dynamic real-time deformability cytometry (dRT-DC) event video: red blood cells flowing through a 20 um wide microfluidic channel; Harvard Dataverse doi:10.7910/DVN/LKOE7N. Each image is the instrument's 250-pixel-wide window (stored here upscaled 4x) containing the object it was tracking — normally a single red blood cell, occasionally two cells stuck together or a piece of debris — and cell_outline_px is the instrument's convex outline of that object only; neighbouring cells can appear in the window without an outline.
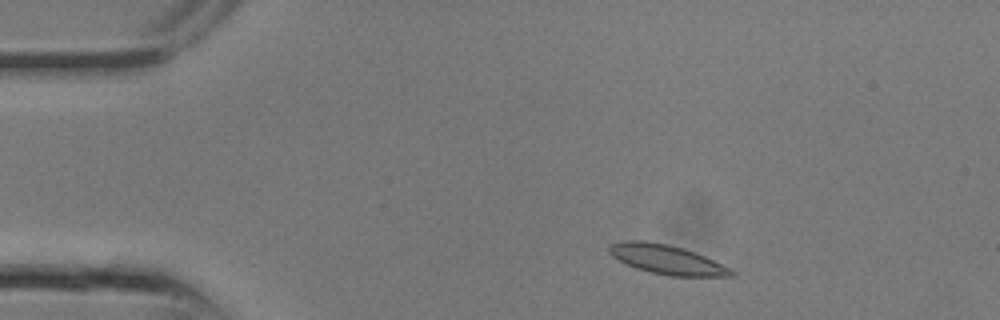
{"species": "common noctule bat (a hibernating species)", "species_latin": "Nyctalus noctula", "temperature_condition": "room temperature", "stored_images_in_passage": 5, "camera_frame_rate_fps": 3000, "um_per_image_px": 0.085, "animal": {"sex": "male", "body_mass_g": 13.3}, "frame": {"image": 1, "passage_image": 2, "time_ms": 0.333, "image_size_px": [1000, 320], "cell_outline_px": [[736, 272], [732, 276], [668, 276], [636, 268], [612, 256], [608, 252], [608, 244], [624, 240], [644, 240], [668, 244], [684, 248], [704, 256], [732, 268]], "centroid_in_image_um": [56.67, 22.04], "position_along_channel_um": 28.3, "area_um2": 20.92}}